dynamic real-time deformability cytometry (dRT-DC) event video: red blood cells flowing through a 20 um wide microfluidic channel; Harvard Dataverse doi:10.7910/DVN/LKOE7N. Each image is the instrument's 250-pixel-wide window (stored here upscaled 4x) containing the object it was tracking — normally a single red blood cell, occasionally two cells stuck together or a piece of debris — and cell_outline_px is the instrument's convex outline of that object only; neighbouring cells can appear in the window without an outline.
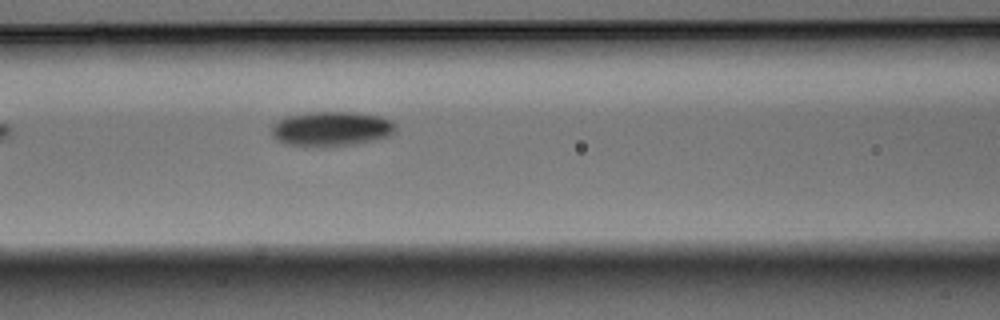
{"species": "Egyptian fruit bat (a non-hibernating species)", "species_latin": "Rousettus aegyptiacus", "temperature_condition": "warm", "stored_images_in_passage": 4, "camera_frame_rate_fps": 3000, "um_per_image_px": 0.085, "animal": {"sex": "male"}, "frame": {"image": 1, "passage_image": 4, "time_ms": 1.0, "image_size_px": [1000, 320], "cell_outline_px": [[396, 128], [388, 136], [372, 140], [352, 144], [324, 148], [320, 148], [284, 144], [276, 140], [272, 136], [272, 124], [288, 116], [308, 112], [352, 112], [380, 116], [392, 120], [396, 124]], "centroid_in_image_um": [28.13, 10.96], "position_along_channel_um": 138.5, "area_um2": 25.32}}